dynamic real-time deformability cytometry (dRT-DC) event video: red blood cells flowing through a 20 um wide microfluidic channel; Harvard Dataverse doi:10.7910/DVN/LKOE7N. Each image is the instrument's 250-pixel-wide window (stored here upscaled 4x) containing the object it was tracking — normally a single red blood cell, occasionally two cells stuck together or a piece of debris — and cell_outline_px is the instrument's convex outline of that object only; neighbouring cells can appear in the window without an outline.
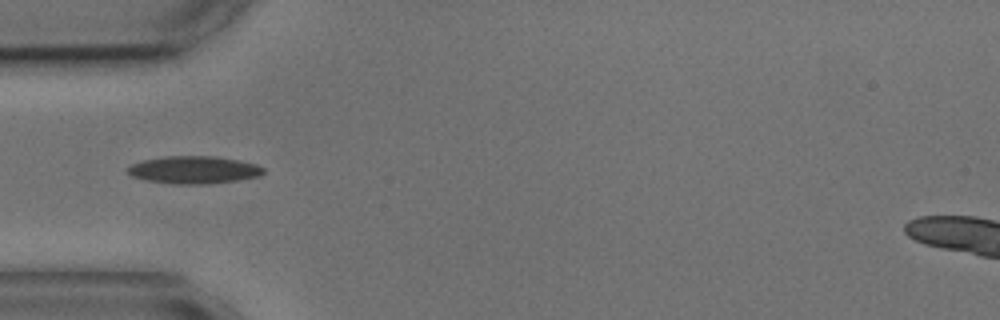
{"species": "common noctule bat (a hibernating species)", "species_latin": "Nyctalus noctula", "temperature_condition": "cold", "stored_images_in_passage": 2, "camera_frame_rate_fps": 3000, "um_per_image_px": 0.085, "animal": {"sex": "male", "body_mass_g": 17.9, "forearm_length_mm": 54.2}, "frame": {"image": 1, "passage_image": 1, "time_ms": 0.0, "image_size_px": [1000, 320], "cell_outline_px": [[264, 172], [260, 176], [236, 180], [200, 184], [176, 184], [148, 180], [132, 176], [128, 172], [128, 168], [132, 164], [144, 160], [164, 156], [216, 156], [256, 164], [264, 168]], "centroid_in_image_um": [16.49, 14.43], "position_along_channel_um": 68.5, "area_um2": 21.44}}